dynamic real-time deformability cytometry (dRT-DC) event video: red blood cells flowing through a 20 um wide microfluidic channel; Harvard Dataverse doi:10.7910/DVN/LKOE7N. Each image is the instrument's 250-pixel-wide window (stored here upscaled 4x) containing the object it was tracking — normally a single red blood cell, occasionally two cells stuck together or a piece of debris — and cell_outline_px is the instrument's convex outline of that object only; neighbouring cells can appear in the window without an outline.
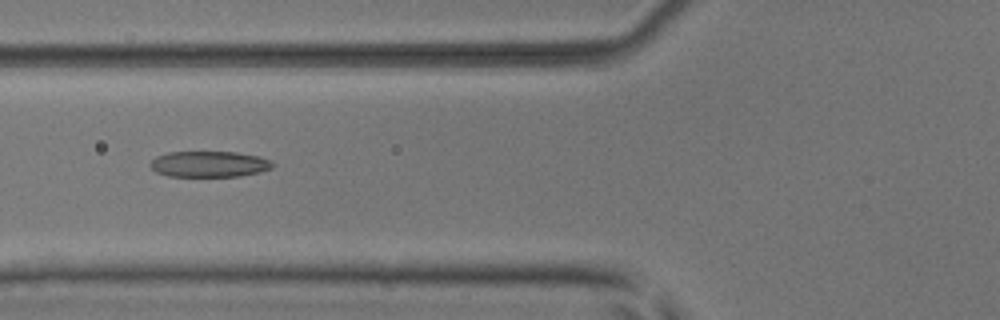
{"species": "common noctule bat (a hibernating species)", "species_latin": "Nyctalus noctula", "temperature_condition": "room temperature", "stored_images_in_passage": 37, "camera_frame_rate_fps": 3000, "um_per_image_px": 0.085, "animal": {"sex": "male", "body_mass_g": 17.9, "forearm_length_mm": 54.2}, "frame": {"image": 1, "passage_image": 6, "time_ms": 1.667, "image_size_px": [1000, 320], "cell_outline_px": [[276, 164], [272, 168], [260, 172], [240, 176], [168, 176], [156, 172], [148, 164], [156, 156], [168, 152], [236, 152], [260, 156], [272, 160]], "centroid_in_image_um": [17.82, 13.94], "position_along_channel_um": 108.0, "area_um2": 18.67}}
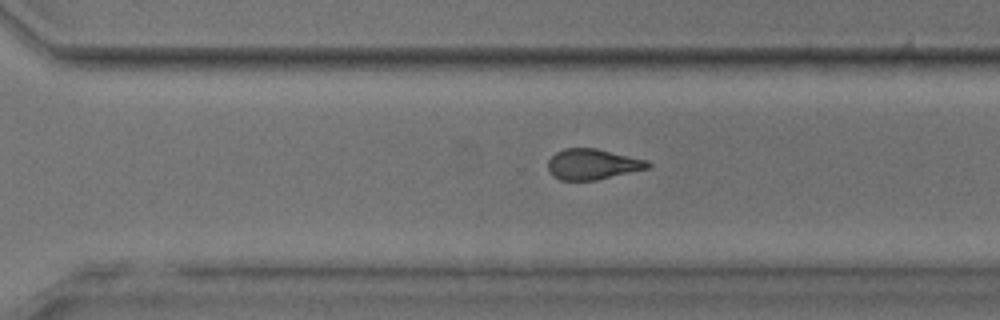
{"frame": {"image": 2, "passage_image": 22, "time_ms": 7.0, "image_size_px": [1000, 320], "cell_outline_px": [[652, 164], [648, 168], [596, 180], [560, 180], [552, 176], [548, 168], [548, 160], [556, 152], [564, 148], [596, 148], [648, 160]], "centroid_in_image_um": [50.36, 13.95], "position_along_channel_um": 320.2, "area_um2": 17.8}}
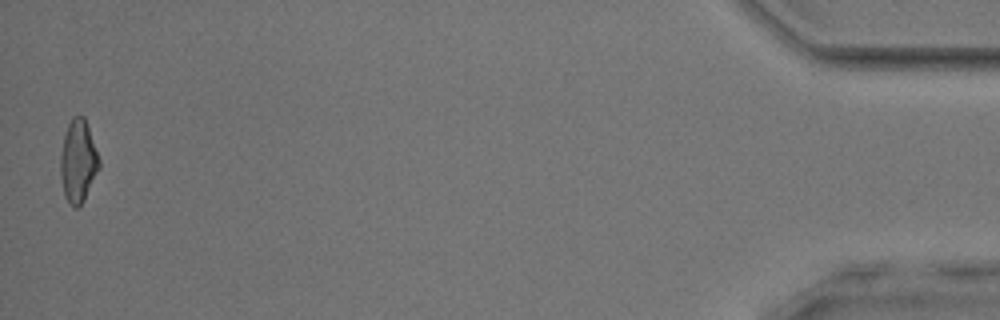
{"frame": {"image": 3, "passage_image": 37, "time_ms": 12.0, "image_size_px": [1000, 320], "cell_outline_px": [[100, 168], [84, 200], [76, 208], [72, 208], [64, 196], [60, 176], [60, 156], [64, 136], [68, 124], [72, 116], [84, 116], [100, 160]], "centroid_in_image_um": [6.63, 13.73], "position_along_channel_um": 428.6, "area_um2": 18.67}, "authors_computed_cell_mechanics": {"area_um2": 18.7272, "velocity_mm_per_s": 3.986, "shape_relaxation_time_tau1_ms": 3.0241, "shape_relaxation_time_tau2_ms": 2.6743, "deformation_change_tau1": 0.1378, "deformation_change_tau2": 0.126}}